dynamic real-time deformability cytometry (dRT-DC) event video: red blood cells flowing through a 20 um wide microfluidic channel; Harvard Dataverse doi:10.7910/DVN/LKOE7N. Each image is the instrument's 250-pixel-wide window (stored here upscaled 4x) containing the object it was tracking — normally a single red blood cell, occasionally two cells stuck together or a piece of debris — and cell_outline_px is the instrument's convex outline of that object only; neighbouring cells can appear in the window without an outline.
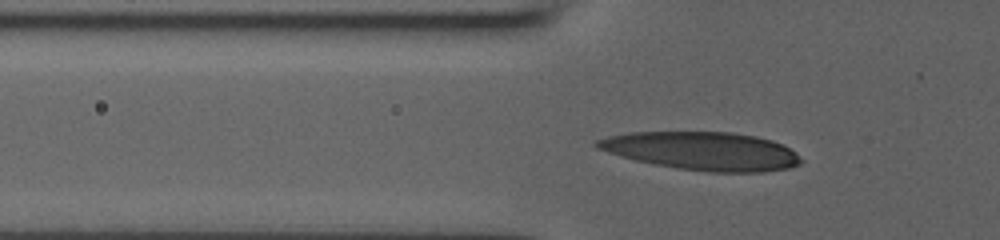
{"species": "human", "species_latin": "Homo sapiens", "temperature_condition": "room temperature", "stored_images_in_passage": 26, "camera_frame_rate_fps": 3000, "um_per_image_px": 0.085, "donor": {"sex": "male"}, "frame": {"image": 1, "passage_image": 2, "time_ms": 0.333, "image_size_px": [1000, 240], "cell_outline_px": [[804, 160], [800, 164], [788, 168], [764, 172], [708, 172], [680, 168], [656, 164], [636, 160], [608, 152], [596, 148], [592, 144], [596, 140], [608, 136], [628, 132], [732, 132], [756, 136], [772, 140], [796, 152]], "centroid_in_image_um": [59.71, 12.83], "position_along_channel_um": 66.1, "area_um2": 45.37}}
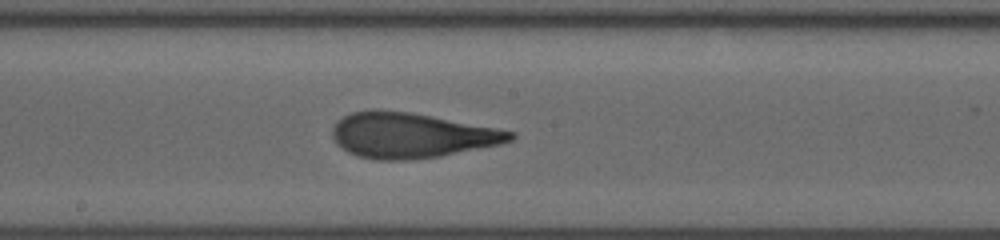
{"frame": {"image": 2, "passage_image": 12, "time_ms": 3.667, "image_size_px": [1000, 240], "cell_outline_px": [[516, 136], [512, 140], [500, 144], [440, 156], [404, 160], [376, 160], [356, 156], [348, 152], [336, 144], [332, 136], [332, 128], [336, 120], [352, 112], [372, 108], [376, 108], [412, 112], [516, 132]], "centroid_in_image_um": [34.89, 11.49], "position_along_channel_um": 213.3, "area_um2": 47.11}}
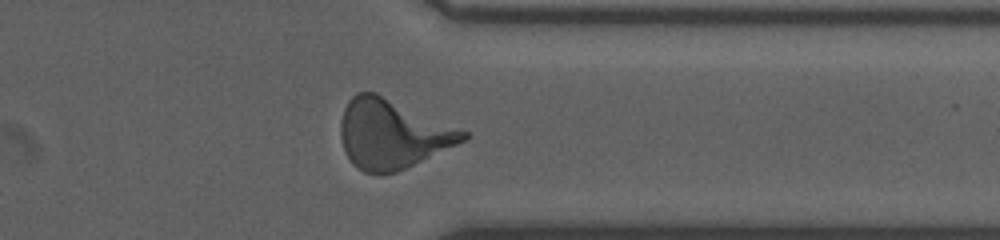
{"frame": {"image": 3, "passage_image": 23, "time_ms": 7.333, "image_size_px": [1000, 240], "cell_outline_px": [[468, 136], [464, 140], [456, 144], [396, 172], [364, 172], [352, 164], [344, 148], [340, 136], [340, 120], [344, 108], [348, 100], [356, 92], [376, 92], [468, 132]], "centroid_in_image_um": [33.29, 11.36], "position_along_channel_um": 378.1, "area_um2": 48.55}}